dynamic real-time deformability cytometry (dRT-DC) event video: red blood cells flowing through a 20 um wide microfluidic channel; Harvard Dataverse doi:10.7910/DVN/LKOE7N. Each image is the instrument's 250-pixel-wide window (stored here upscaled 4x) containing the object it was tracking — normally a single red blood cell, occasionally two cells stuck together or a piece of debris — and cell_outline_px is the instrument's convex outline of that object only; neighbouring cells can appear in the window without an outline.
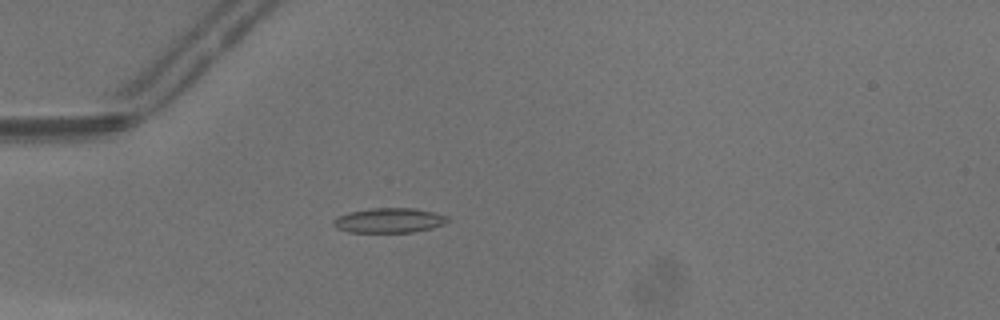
{"species": "common noctule bat (a hibernating species)", "species_latin": "Nyctalus noctula", "temperature_condition": "warm", "stored_images_in_passage": 49, "camera_frame_rate_fps": 3000, "um_per_image_px": 0.085, "animal": {"sex": "male", "body_mass_g": 13.3}, "frame": {"image": 1, "passage_image": 15, "time_ms": 4.667, "image_size_px": [1000, 320], "cell_outline_px": [[452, 220], [444, 224], [432, 228], [412, 232], [348, 232], [336, 228], [332, 224], [332, 220], [336, 216], [348, 212], [372, 208], [416, 208], [448, 216]], "centroid_in_image_um": [33.06, 18.73], "position_along_channel_um": 51.9, "area_um2": 16.7}}
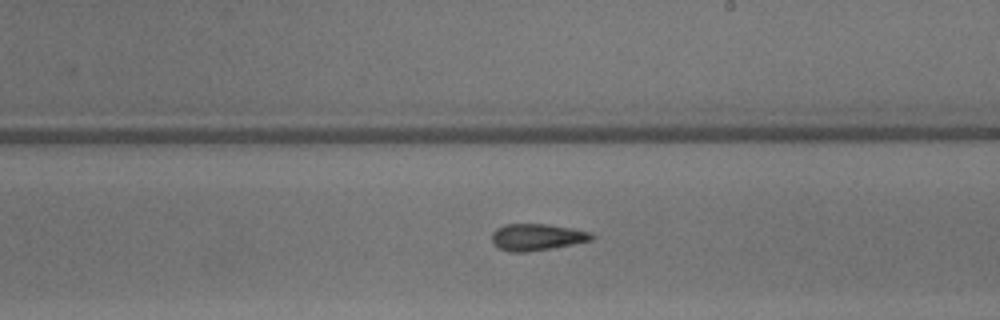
{"frame": {"image": 2, "passage_image": 29, "time_ms": 9.333, "image_size_px": [1000, 320], "cell_outline_px": [[596, 236], [592, 240], [552, 248], [524, 252], [508, 252], [500, 248], [492, 240], [492, 232], [496, 228], [504, 224], [548, 224], [592, 232]], "centroid_in_image_um": [45.65, 20.14], "position_along_channel_um": 243.4, "area_um2": 15.49}}
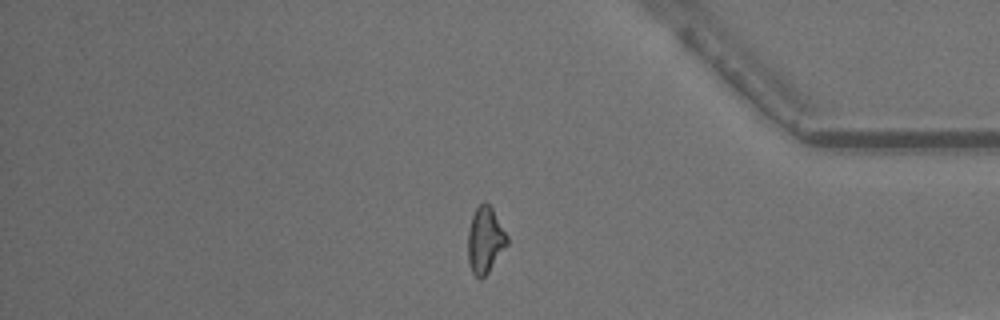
{"frame": {"image": 3, "passage_image": 41, "time_ms": 13.333, "image_size_px": [1000, 320], "cell_outline_px": [[508, 244], [488, 272], [480, 280], [472, 272], [468, 260], [468, 228], [472, 216], [476, 208], [484, 200], [492, 208], [508, 236]], "centroid_in_image_um": [41.23, 20.4], "position_along_channel_um": 394.0, "area_um2": 15.09}, "authors_computed_cell_mechanics": {"area_um2": 15.7216, "velocity_mm_per_s": 4.3703, "shape_relaxation_time_tau1_ms": null, "shape_relaxation_time_tau2_ms": 2.7386, "deformation_change_tau1": null, "deformation_change_tau2": 0.1093}}